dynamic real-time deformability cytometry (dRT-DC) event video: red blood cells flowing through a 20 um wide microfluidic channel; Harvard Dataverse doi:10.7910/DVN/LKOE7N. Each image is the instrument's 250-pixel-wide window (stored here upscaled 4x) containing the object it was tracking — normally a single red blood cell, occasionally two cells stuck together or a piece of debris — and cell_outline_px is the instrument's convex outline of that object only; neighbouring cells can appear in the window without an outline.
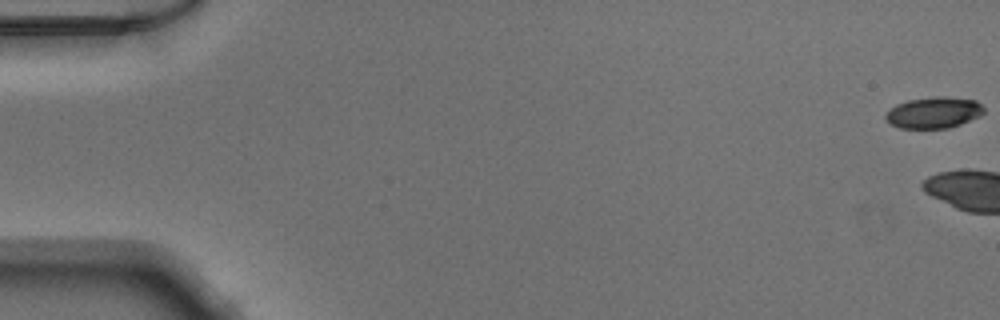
{"species": "Egyptian fruit bat (a non-hibernating species)", "species_latin": "Rousettus aegyptiacus", "temperature_condition": "warm", "stored_images_in_passage": 5, "camera_frame_rate_fps": 3000, "um_per_image_px": 0.085, "animal": {"sex": "male"}, "frame": {"image": 1, "passage_image": 1, "time_ms": 0.0, "image_size_px": [1000, 320], "cell_outline_px": [[984, 112], [980, 116], [960, 124], [948, 128], [900, 128], [892, 124], [884, 116], [896, 104], [908, 100], [936, 96], [944, 96], [976, 100], [984, 108]], "centroid_in_image_um": [79.4, 9.56], "position_along_channel_um": 5.6, "area_um2": 17.74}}